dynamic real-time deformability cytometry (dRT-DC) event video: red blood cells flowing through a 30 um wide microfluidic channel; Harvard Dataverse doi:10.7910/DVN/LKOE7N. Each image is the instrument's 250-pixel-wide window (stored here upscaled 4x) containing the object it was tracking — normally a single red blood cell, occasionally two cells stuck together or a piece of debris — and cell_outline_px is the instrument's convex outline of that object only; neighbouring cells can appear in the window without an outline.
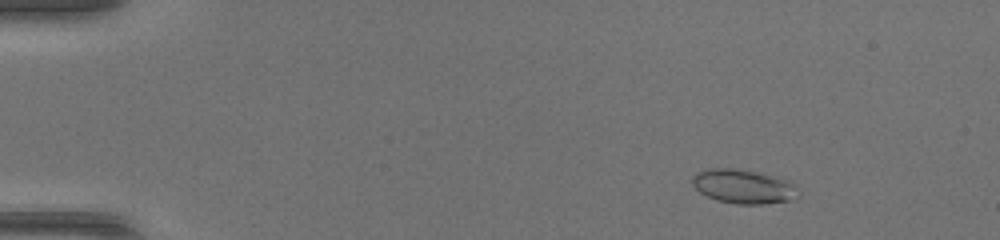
{"species": "common noctule bat (a hibernating species)", "species_latin": "Nyctalus noctula", "temperature_condition": "warm", "stored_images_in_passage": 51, "camera_frame_rate_fps": 3000, "um_per_image_px": 0.085, "animal": {"sex": "female", "body_mass_g": 17.0, "forearm_length_mm": 48.0}, "frame": {"image": 1, "passage_image": 8, "time_ms": 2.333, "image_size_px": [1000, 240], "cell_outline_px": [[800, 196], [796, 200], [764, 204], [736, 204], [716, 200], [700, 192], [692, 184], [692, 176], [696, 172], [708, 168], [736, 168], [776, 176], [788, 180], [796, 184], [800, 192]], "centroid_in_image_um": [63.26, 15.85], "position_along_channel_um": 21.7, "area_um2": 21.56}}
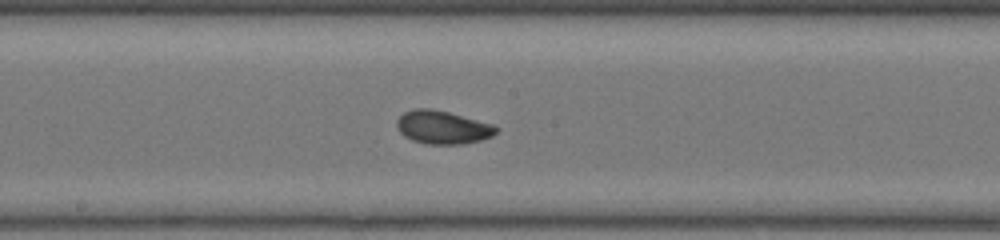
{"frame": {"image": 2, "passage_image": 29, "time_ms": 9.333, "image_size_px": [1000, 240], "cell_outline_px": [[496, 132], [492, 136], [480, 140], [464, 144], [424, 144], [412, 140], [404, 136], [396, 128], [396, 120], [404, 112], [412, 108], [432, 108], [448, 112], [492, 124], [496, 128]], "centroid_in_image_um": [37.56, 10.82], "position_along_channel_um": 210.6, "area_um2": 19.25}}
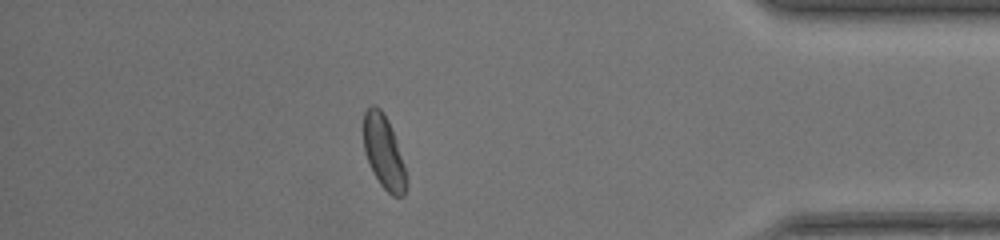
{"frame": {"image": 3, "passage_image": 45, "time_ms": 14.667, "image_size_px": [1000, 240], "cell_outline_px": [[408, 184], [404, 196], [392, 196], [380, 184], [364, 152], [364, 112], [372, 104], [380, 108], [388, 120], [396, 140], [408, 176]], "centroid_in_image_um": [32.65, 12.95], "position_along_channel_um": 402.5, "area_um2": 18.21}, "authors_computed_cell_mechanics": {"area_um2": 19.2474, "velocity_mm_per_s": 4.2608, "shape_relaxation_time_tau1_ms": 7.0654, "shape_relaxation_time_tau2_ms": 1.8992, "deformation_change_tau1": 0.1657, "deformation_change_tau2": 0.0628}}